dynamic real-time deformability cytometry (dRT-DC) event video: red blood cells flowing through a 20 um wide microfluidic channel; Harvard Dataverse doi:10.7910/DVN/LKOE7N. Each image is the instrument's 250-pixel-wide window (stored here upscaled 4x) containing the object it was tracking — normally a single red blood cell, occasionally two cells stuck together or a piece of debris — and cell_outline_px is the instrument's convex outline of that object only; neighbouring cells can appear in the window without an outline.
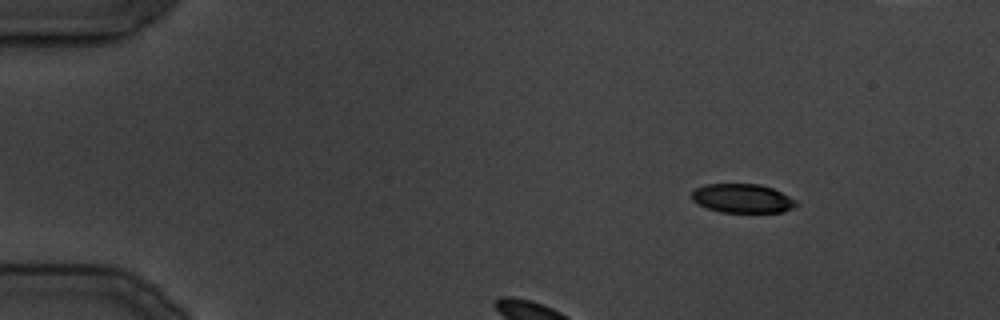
{"species": "common noctule bat (a hibernating species)", "species_latin": "Nyctalus noctula", "temperature_condition": "cold", "stored_images_in_passage": 10, "camera_frame_rate_fps": 3000, "um_per_image_px": 0.085, "animal": {"sex": "male", "body_mass_g": 19.5, "forearm_length_mm": 54.6}, "frame": {"image": 1, "passage_image": 1, "time_ms": 0.0, "image_size_px": [1000, 320], "cell_outline_px": [[800, 204], [784, 212], [720, 212], [708, 208], [692, 200], [692, 192], [696, 188], [704, 184], [760, 184], [772, 188], [796, 200]], "centroid_in_image_um": [63.12, 16.86], "position_along_channel_um": 21.9, "area_um2": 17.57}}
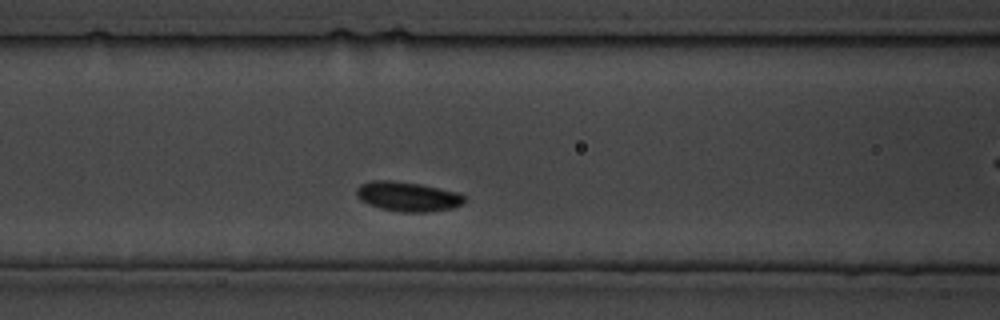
{"frame": {"image": 2, "passage_image": 9, "time_ms": 9.333, "image_size_px": [1000, 320], "cell_outline_px": [[464, 204], [452, 208], [428, 212], [404, 212], [380, 208], [368, 204], [360, 200], [356, 196], [356, 188], [360, 184], [372, 180], [392, 180], [420, 184], [460, 192], [464, 196]], "centroid_in_image_um": [34.65, 16.7], "position_along_channel_um": 131.9, "area_um2": 18.79}}